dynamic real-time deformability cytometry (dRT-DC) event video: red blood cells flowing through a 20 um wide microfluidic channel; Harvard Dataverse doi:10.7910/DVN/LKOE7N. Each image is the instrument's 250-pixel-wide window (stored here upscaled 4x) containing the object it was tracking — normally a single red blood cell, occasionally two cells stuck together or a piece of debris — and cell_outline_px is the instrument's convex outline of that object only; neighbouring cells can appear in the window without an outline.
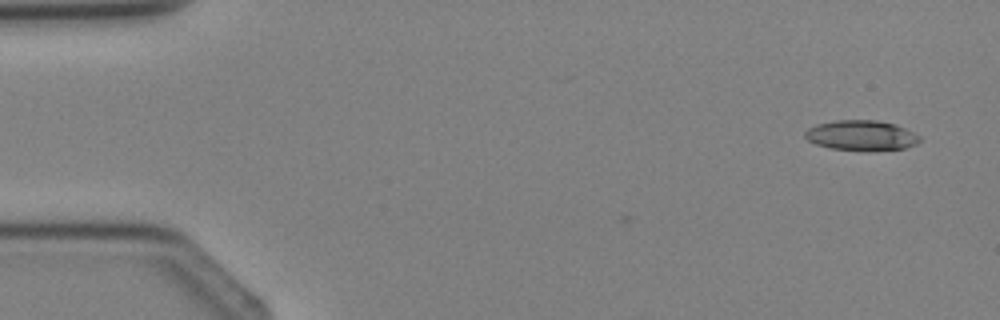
{"species": "Egyptian fruit bat (a non-hibernating species)", "species_latin": "Rousettus aegyptiacus", "temperature_condition": "cold", "stored_images_in_passage": 4, "camera_frame_rate_fps": 3000, "um_per_image_px": 0.085, "animal": {"sex": "female"}, "frame": {"image": 1, "passage_image": 1, "time_ms": 0.0, "image_size_px": [1000, 320], "cell_outline_px": [[920, 140], [916, 144], [904, 148], [872, 152], [868, 152], [832, 148], [816, 144], [808, 140], [804, 136], [804, 132], [808, 128], [816, 124], [836, 120], [876, 120], [896, 124], [920, 136]], "centroid_in_image_um": [73.21, 11.52], "position_along_channel_um": 11.8, "area_um2": 20.4}}